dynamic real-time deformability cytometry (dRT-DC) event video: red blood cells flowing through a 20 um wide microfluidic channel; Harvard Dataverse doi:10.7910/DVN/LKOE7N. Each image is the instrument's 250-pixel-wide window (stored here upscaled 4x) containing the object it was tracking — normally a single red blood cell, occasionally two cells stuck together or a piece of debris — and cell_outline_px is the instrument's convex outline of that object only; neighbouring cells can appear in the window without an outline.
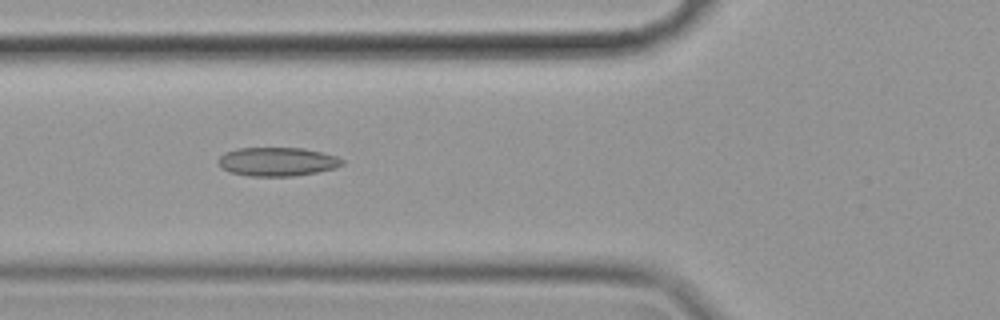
{"species": "common noctule bat (a hibernating species)", "species_latin": "Nyctalus noctula", "temperature_condition": "cold", "stored_images_in_passage": 57, "camera_frame_rate_fps": 3000, "um_per_image_px": 0.085, "animal": {"sex": "female", "body_mass_g": 19.9}, "frame": {"image": 1, "passage_image": 21, "time_ms": 6.667, "image_size_px": [1000, 320], "cell_outline_px": [[344, 164], [336, 168], [316, 172], [292, 176], [248, 176], [232, 172], [220, 168], [220, 156], [224, 152], [236, 148], [304, 148], [336, 156], [344, 160]], "centroid_in_image_um": [23.58, 13.74], "position_along_channel_um": 102.2, "area_um2": 20.69}}
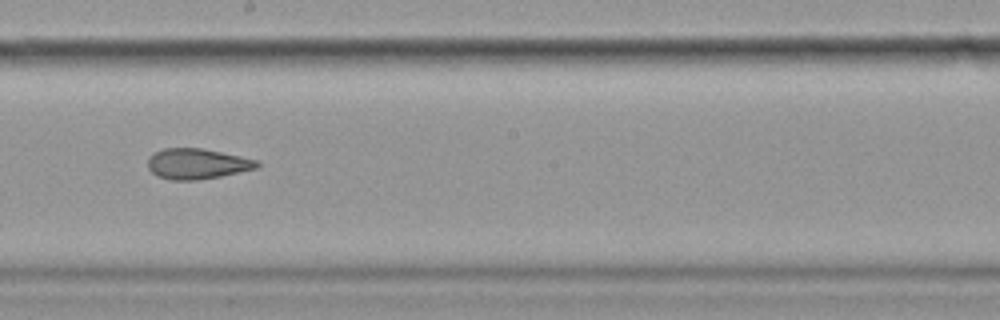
{"frame": {"image": 2, "passage_image": 32, "time_ms": 10.333, "image_size_px": [1000, 320], "cell_outline_px": [[260, 164], [256, 168], [220, 176], [196, 180], [172, 180], [156, 176], [148, 168], [148, 156], [152, 152], [164, 148], [204, 148], [240, 156], [256, 160]], "centroid_in_image_um": [16.69, 13.91], "position_along_channel_um": 231.5, "area_um2": 19.42}}
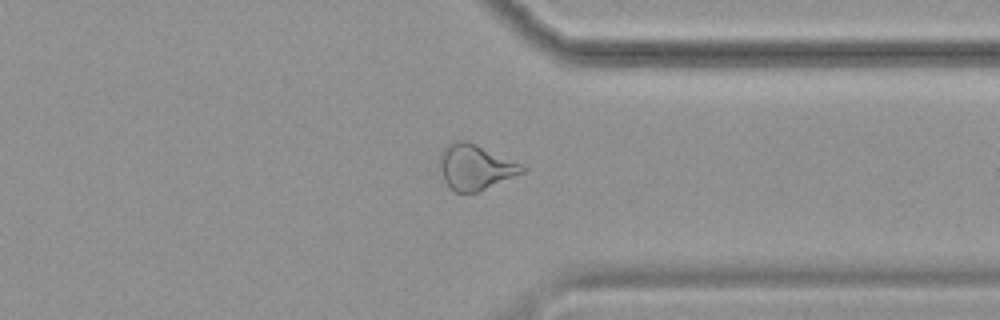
{"frame": {"image": 3, "passage_image": 44, "time_ms": 14.333, "image_size_px": [1000, 320], "cell_outline_px": [[528, 168], [524, 172], [476, 192], [456, 192], [448, 188], [444, 180], [440, 168], [440, 152], [448, 144], [456, 140], [468, 140], [520, 164]], "centroid_in_image_um": [40.36, 14.19], "position_along_channel_um": 371.0, "area_um2": 21.5}, "authors_computed_cell_mechanics": {"area_um2": 21.7906, "velocity_mm_per_s": 3.5304, "shape_relaxation_time_tau1_ms": null, "shape_relaxation_time_tau2_ms": 3.9245, "deformation_change_tau1": null, "deformation_change_tau2": 0.1172}}